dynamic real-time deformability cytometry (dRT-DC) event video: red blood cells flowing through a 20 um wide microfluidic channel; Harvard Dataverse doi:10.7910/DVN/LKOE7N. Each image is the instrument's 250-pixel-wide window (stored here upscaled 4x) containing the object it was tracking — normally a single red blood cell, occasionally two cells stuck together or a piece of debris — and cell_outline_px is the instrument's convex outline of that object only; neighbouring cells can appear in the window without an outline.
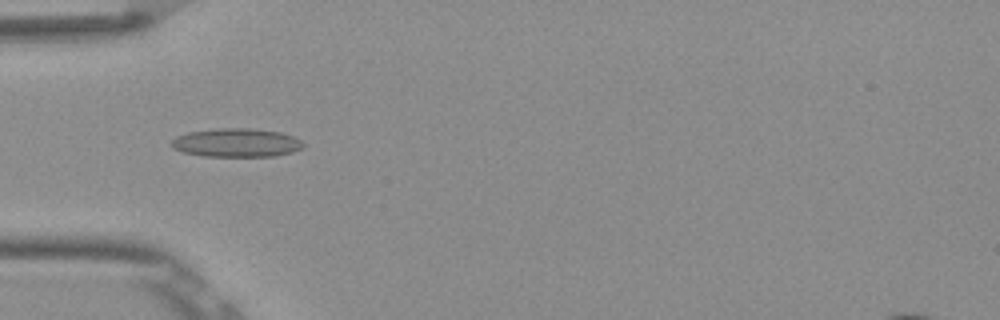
{"species": "Egyptian fruit bat (a non-hibernating species)", "species_latin": "Rousettus aegyptiacus", "temperature_condition": "room temperature", "stored_images_in_passage": 53, "camera_frame_rate_fps": 3000, "um_per_image_px": 0.085, "frame": {"image": 1, "passage_image": 17, "time_ms": 5.333, "image_size_px": [1000, 320], "cell_outline_px": [[304, 148], [292, 152], [276, 156], [204, 156], [184, 152], [172, 148], [172, 140], [176, 136], [188, 132], [216, 128], [252, 128], [280, 132], [292, 136], [300, 140], [304, 144]], "centroid_in_image_um": [20.11, 12.12], "position_along_channel_um": 64.9, "area_um2": 22.02}}
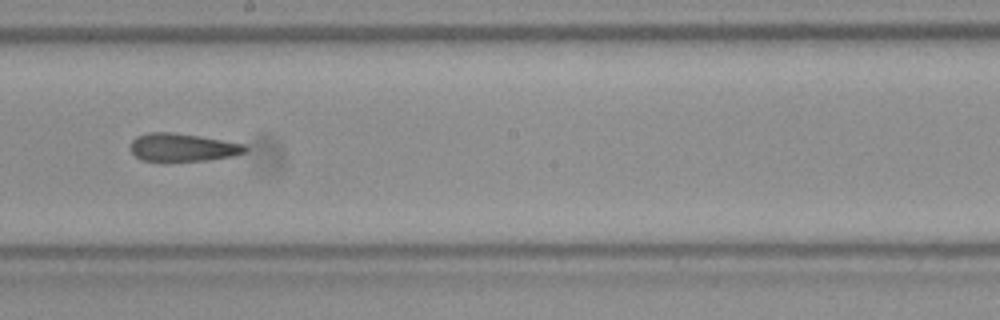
{"frame": {"image": 2, "passage_image": 30, "time_ms": 9.667, "image_size_px": [1000, 320], "cell_outline_px": [[248, 148], [244, 152], [232, 156], [208, 160], [140, 160], [128, 148], [132, 140], [136, 136], [148, 132], [172, 132], [200, 136], [244, 144]], "centroid_in_image_um": [15.48, 12.51], "position_along_channel_um": 232.7, "area_um2": 18.55}}
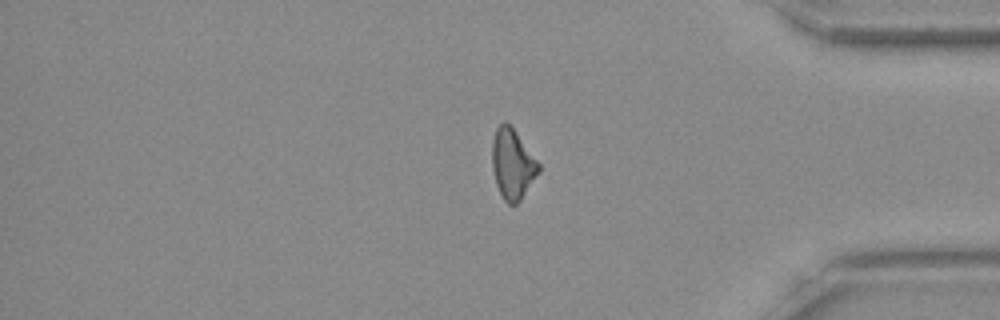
{"frame": {"image": 3, "passage_image": 44, "time_ms": 14.333, "image_size_px": [1000, 320], "cell_outline_px": [[540, 172], [520, 200], [516, 204], [508, 204], [504, 200], [496, 184], [492, 168], [492, 140], [496, 128], [504, 120], [516, 132], [540, 164]], "centroid_in_image_um": [43.56, 13.94], "position_along_channel_um": 391.6, "area_um2": 18.9}, "authors_computed_cell_mechanics": {"area_um2": 19.5942, "velocity_mm_per_s": 3.875, "shape_relaxation_time_tau1_ms": 8.8978, "shape_relaxation_time_tau2_ms": 3.0613, "deformation_change_tau1": 0.196, "deformation_change_tau2": 0.1389}}